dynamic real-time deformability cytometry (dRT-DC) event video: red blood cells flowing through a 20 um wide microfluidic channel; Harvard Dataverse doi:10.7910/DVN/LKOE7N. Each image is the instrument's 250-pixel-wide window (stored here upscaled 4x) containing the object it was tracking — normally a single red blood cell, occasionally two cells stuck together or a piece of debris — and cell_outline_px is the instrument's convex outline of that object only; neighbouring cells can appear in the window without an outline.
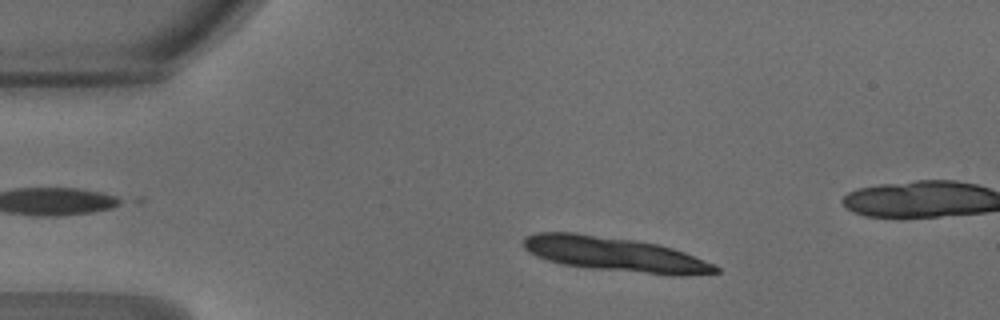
{"species": "common noctule bat (a hibernating species)", "species_latin": "Nyctalus noctula", "temperature_condition": "warm", "stored_images_in_passage": 45, "segment_of_instrument_passage": [1, 2], "camera_frame_rate_fps": 3000, "um_per_image_px": 0.085, "animal": {"sex": "male", "body_mass_g": 18.8}, "frame": {"image": 1, "passage_image": 6, "time_ms": 1.667, "image_size_px": [1000, 320], "cell_outline_px": [[720, 272], [680, 276], [676, 276], [592, 268], [564, 264], [548, 260], [536, 256], [528, 252], [524, 248], [524, 236], [536, 232], [576, 232], [632, 240], [656, 244], [672, 248], [684, 252], [704, 260], [720, 268]], "centroid_in_image_um": [52.24, 21.6], "position_along_channel_um": 32.8, "area_um2": 38.21}}